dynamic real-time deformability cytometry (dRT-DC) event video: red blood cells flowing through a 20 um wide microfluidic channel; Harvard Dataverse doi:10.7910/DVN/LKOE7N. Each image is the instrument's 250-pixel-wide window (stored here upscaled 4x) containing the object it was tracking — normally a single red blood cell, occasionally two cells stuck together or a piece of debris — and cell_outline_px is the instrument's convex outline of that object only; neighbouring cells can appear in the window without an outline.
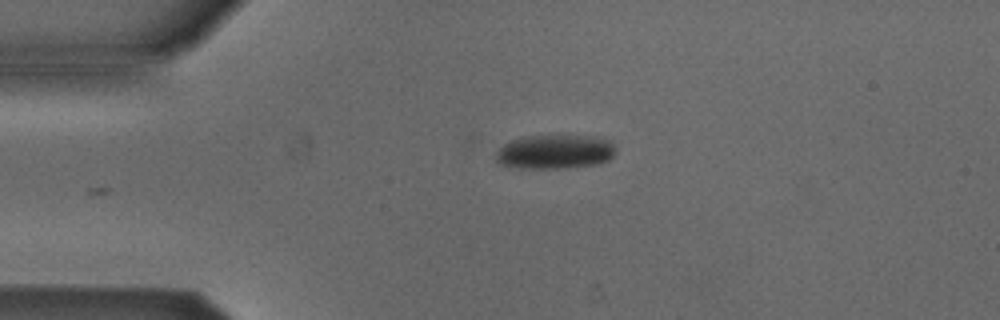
{"species": "Egyptian fruit bat (a non-hibernating species)", "species_latin": "Rousettus aegyptiacus", "temperature_condition": "cold", "stored_images_in_passage": 2, "camera_frame_rate_fps": 3000, "um_per_image_px": 0.085, "animal": {"sex": "male"}, "frame": {"image": 1, "passage_image": 1, "time_ms": 0.0, "image_size_px": [1000, 320], "cell_outline_px": [[616, 152], [608, 160], [596, 164], [568, 168], [520, 168], [500, 164], [496, 160], [496, 152], [504, 144], [512, 140], [524, 136], [592, 136], [608, 140], [616, 148]], "centroid_in_image_um": [47.17, 12.91], "position_along_channel_um": 37.8, "area_um2": 23.76}}